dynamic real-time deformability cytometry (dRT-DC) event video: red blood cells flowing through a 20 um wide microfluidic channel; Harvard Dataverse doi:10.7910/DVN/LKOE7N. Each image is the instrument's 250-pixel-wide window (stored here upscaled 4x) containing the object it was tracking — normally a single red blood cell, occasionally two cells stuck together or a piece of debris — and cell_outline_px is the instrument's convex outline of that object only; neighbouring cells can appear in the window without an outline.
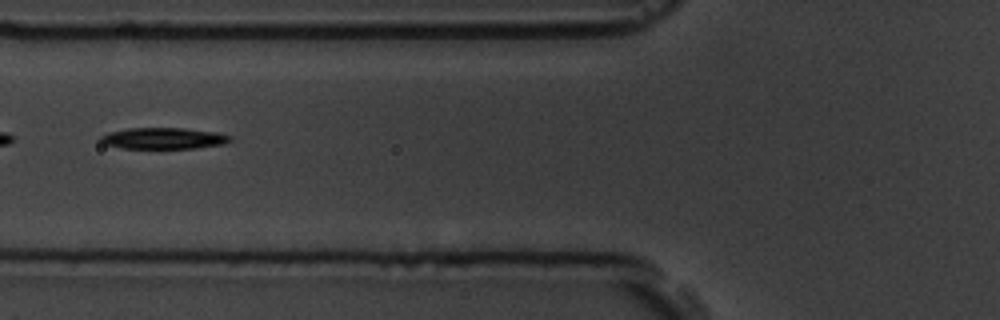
{"species": "common noctule bat (a hibernating species)", "species_latin": "Nyctalus noctula", "temperature_condition": "room temperature", "stored_images_in_passage": 12, "camera_frame_rate_fps": 3000, "um_per_image_px": 0.085, "animal": {"sex": "male", "body_mass_g": 19.5, "forearm_length_mm": 54.6}, "frame": {"image": 1, "passage_image": 3, "time_ms": 2.333, "image_size_px": [1000, 320], "cell_outline_px": [[232, 140], [224, 144], [196, 148], [120, 148], [104, 144], [100, 140], [100, 136], [108, 132], [128, 128], [184, 128], [216, 132], [232, 136]], "centroid_in_image_um": [13.9, 11.75], "position_along_channel_um": 111.9, "area_um2": 16.13}}
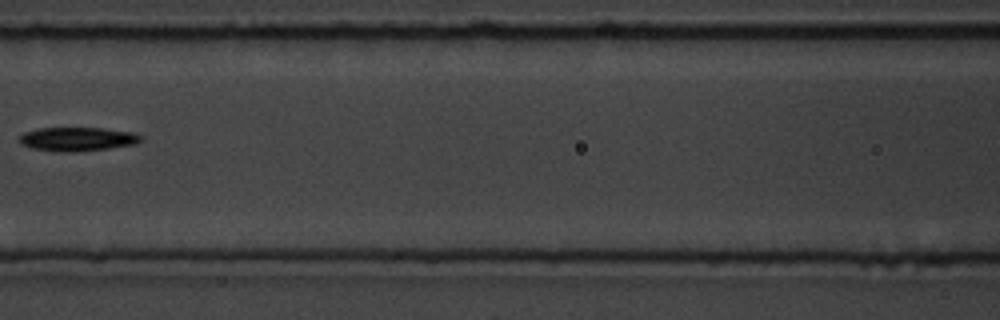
{"frame": {"image": 2, "passage_image": 4, "time_ms": 3.667, "image_size_px": [1000, 320], "cell_outline_px": [[144, 140], [136, 144], [108, 148], [72, 152], [60, 152], [32, 148], [20, 144], [16, 140], [24, 132], [36, 128], [104, 128], [136, 132], [144, 136]], "centroid_in_image_um": [6.61, 11.81], "position_along_channel_um": 160.0, "area_um2": 17.22}}
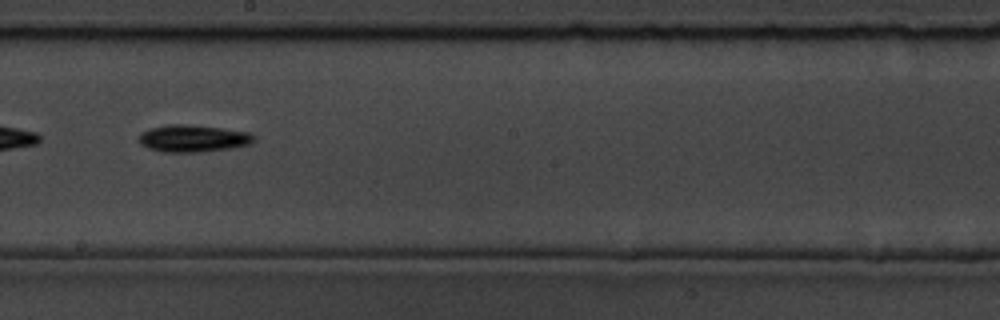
{"frame": {"image": 3, "passage_image": 6, "time_ms": 5.667, "image_size_px": [1000, 320], "cell_outline_px": [[256, 140], [252, 144], [232, 148], [200, 152], [164, 152], [148, 148], [140, 144], [136, 140], [140, 132], [148, 128], [168, 124], [184, 124], [220, 128], [248, 132], [256, 136]], "centroid_in_image_um": [16.38, 11.77], "position_along_channel_um": 231.8, "area_um2": 18.5}, "authors_computed_cell_mechanics": {"area_um2": 16.3863, "velocity_mm_per_s": 3.6088, "shape_relaxation_time_tau1_ms": 2.2095, "shape_relaxation_time_tau2_ms": null, "deformation_change_tau1": 0.1126, "deformation_change_tau2": null}}